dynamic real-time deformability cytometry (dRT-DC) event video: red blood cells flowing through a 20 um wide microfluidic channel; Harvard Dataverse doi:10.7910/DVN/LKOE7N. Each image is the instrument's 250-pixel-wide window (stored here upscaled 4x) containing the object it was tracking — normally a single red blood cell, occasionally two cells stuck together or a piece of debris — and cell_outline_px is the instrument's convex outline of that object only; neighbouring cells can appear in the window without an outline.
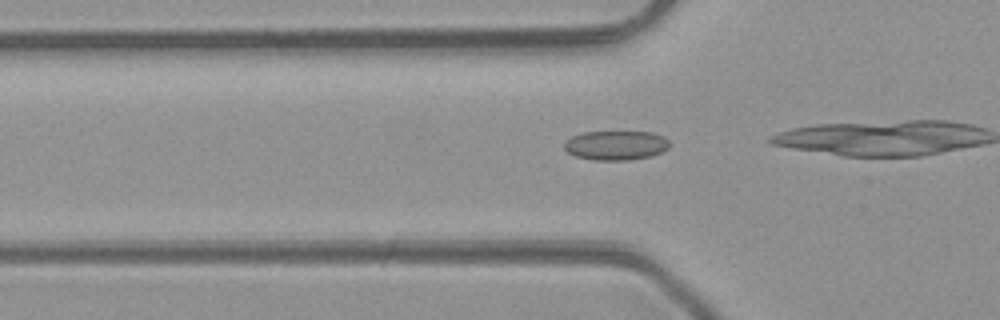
{"species": "common noctule bat (a hibernating species)", "species_latin": "Nyctalus noctula", "temperature_condition": "room temperature", "stored_images_in_passage": 29, "camera_frame_rate_fps": 3000, "um_per_image_px": 0.085, "animal": {"sex": "male", "body_mass_g": 23.1, "forearm_length_mm": 52.7}, "frame": {"image": 1, "passage_image": 13, "time_ms": 4.0, "image_size_px": [1000, 320], "cell_outline_px": [[668, 148], [652, 156], [628, 160], [592, 160], [576, 156], [568, 152], [564, 148], [564, 144], [572, 136], [584, 132], [652, 132], [664, 136], [668, 140]], "centroid_in_image_um": [52.36, 12.35], "position_along_channel_um": 73.4, "area_um2": 17.92}}
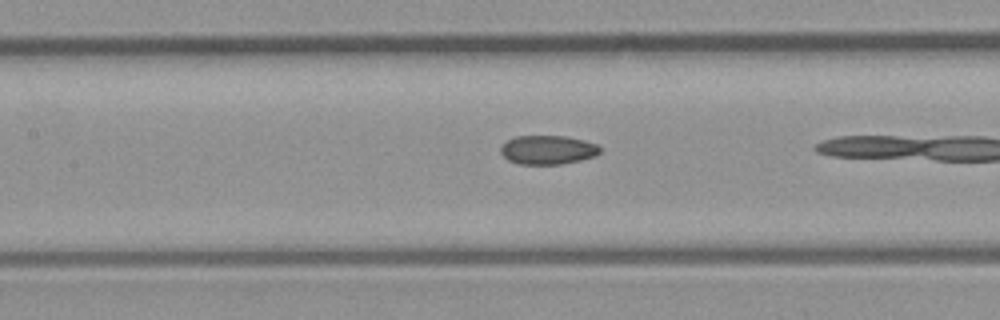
{"frame": {"image": 2, "passage_image": 19, "time_ms": 6.0, "image_size_px": [1000, 320], "cell_outline_px": [[600, 152], [596, 156], [580, 160], [560, 164], [520, 164], [508, 160], [500, 152], [500, 148], [508, 140], [516, 136], [564, 136], [584, 140], [596, 144], [600, 148]], "centroid_in_image_um": [46.56, 12.74], "position_along_channel_um": 160.8, "area_um2": 16.65}}
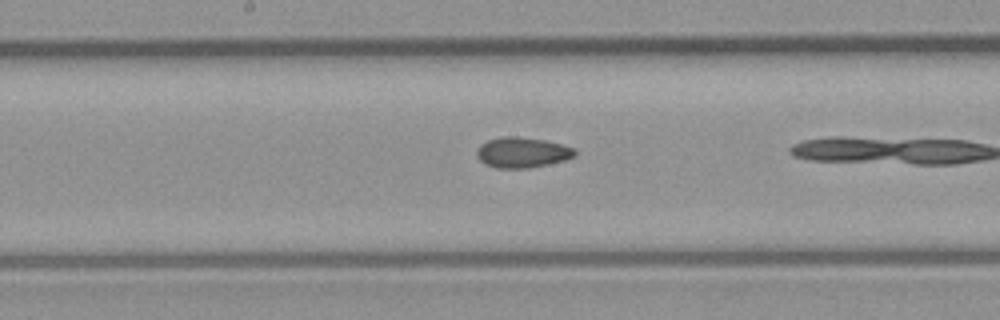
{"frame": {"image": 3, "passage_image": 22, "time_ms": 7.0, "image_size_px": [1000, 320], "cell_outline_px": [[576, 156], [564, 160], [548, 164], [528, 168], [496, 168], [484, 164], [476, 156], [476, 148], [480, 144], [488, 140], [500, 136], [516, 136], [544, 140], [576, 148]], "centroid_in_image_um": [44.36, 12.95], "position_along_channel_um": 203.8, "area_um2": 17.57}}